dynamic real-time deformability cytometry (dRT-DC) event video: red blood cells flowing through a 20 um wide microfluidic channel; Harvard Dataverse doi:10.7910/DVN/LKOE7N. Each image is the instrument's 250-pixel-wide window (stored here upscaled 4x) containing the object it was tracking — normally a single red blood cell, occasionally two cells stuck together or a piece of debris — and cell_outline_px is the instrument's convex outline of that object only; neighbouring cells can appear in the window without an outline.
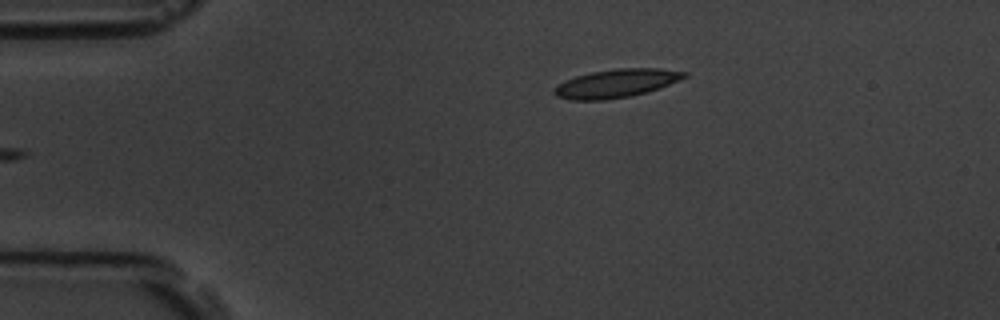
{"species": "common noctule bat (a hibernating species)", "species_latin": "Nyctalus noctula", "temperature_condition": "room temperature", "stored_images_in_passage": 41, "camera_frame_rate_fps": 3000, "um_per_image_px": 0.085, "animal": {"sex": "male", "body_mass_g": 19.5, "forearm_length_mm": 54.6}, "frame": {"image": 1, "passage_image": 1, "time_ms": 0.0, "image_size_px": [1000, 320], "cell_outline_px": [[688, 76], [680, 80], [660, 88], [648, 92], [628, 96], [604, 100], [568, 100], [556, 96], [552, 92], [556, 84], [564, 80], [576, 76], [592, 72], [620, 68], [660, 68], [688, 72]], "centroid_in_image_um": [52.37, 7.08], "position_along_channel_um": 32.6, "area_um2": 21.68}}
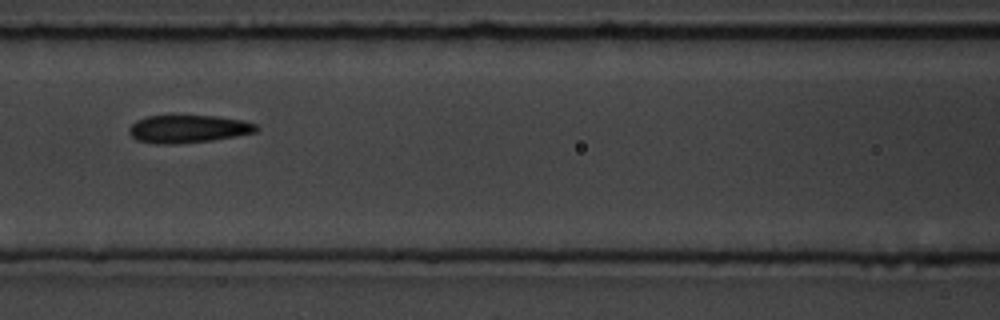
{"frame": {"image": 2, "passage_image": 15, "time_ms": 4.667, "image_size_px": [1000, 320], "cell_outline_px": [[260, 128], [256, 132], [212, 140], [176, 144], [156, 144], [136, 140], [128, 132], [128, 128], [136, 120], [148, 116], [216, 116], [244, 120], [256, 124]], "centroid_in_image_um": [15.99, 10.96], "position_along_channel_um": 150.6, "area_um2": 20.63}}
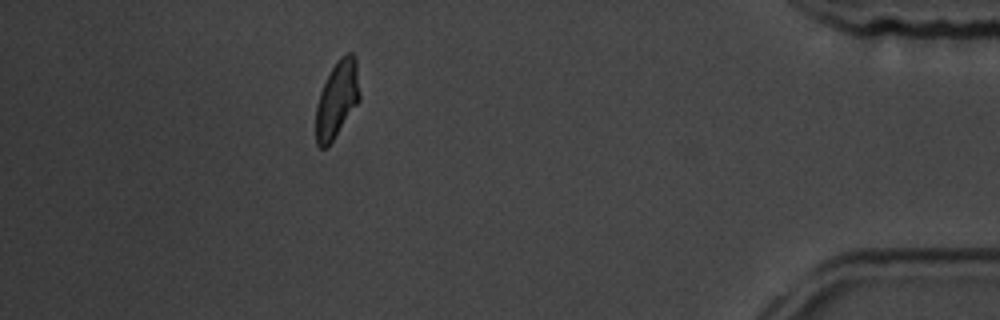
{"frame": {"image": 3, "passage_image": 41, "time_ms": 13.333, "image_size_px": [1000, 320], "cell_outline_px": [[360, 100], [328, 148], [320, 148], [316, 144], [316, 104], [320, 92], [332, 68], [340, 56], [348, 52], [352, 52], [356, 56], [360, 92]], "centroid_in_image_um": [28.66, 8.45], "position_along_channel_um": 406.5, "area_um2": 19.77}, "authors_computed_cell_mechanics": {"area_um2": 20.4612, "velocity_mm_per_s": 3.5444, "shape_relaxation_time_tau1_ms": 3.8873, "shape_relaxation_time_tau2_ms": 2.047, "deformation_change_tau1": 0.1359, "deformation_change_tau2": 0.0939}}